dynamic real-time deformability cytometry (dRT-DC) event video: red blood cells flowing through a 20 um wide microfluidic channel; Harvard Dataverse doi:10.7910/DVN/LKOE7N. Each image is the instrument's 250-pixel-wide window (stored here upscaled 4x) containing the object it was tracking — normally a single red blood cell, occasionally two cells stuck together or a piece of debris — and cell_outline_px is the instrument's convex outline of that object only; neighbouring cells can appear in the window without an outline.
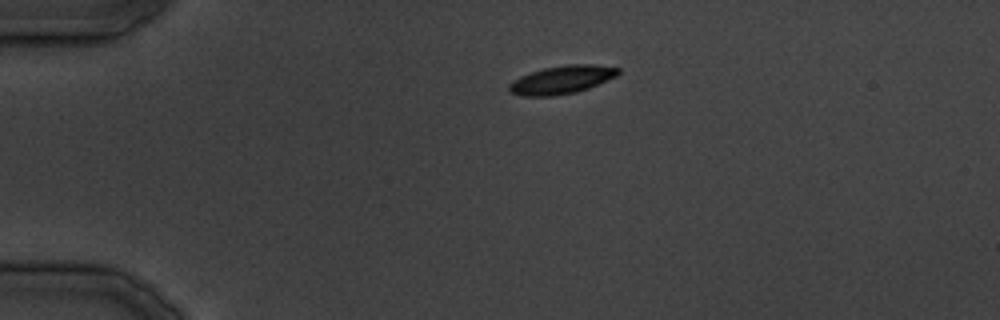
{"species": "common noctule bat (a hibernating species)", "species_latin": "Nyctalus noctula", "temperature_condition": "cold", "stored_images_in_passage": 30, "camera_frame_rate_fps": 3000, "um_per_image_px": 0.085, "animal": {"sex": "male", "body_mass_g": 19.5, "forearm_length_mm": 54.6}, "frame": {"image": 1, "passage_image": 1, "time_ms": 0.0, "image_size_px": [1000, 320], "cell_outline_px": [[620, 72], [616, 76], [588, 88], [576, 92], [552, 96], [524, 96], [512, 92], [508, 88], [508, 84], [512, 80], [520, 76], [544, 68], [568, 64], [596, 64], [620, 68]], "centroid_in_image_um": [47.75, 6.77], "position_along_channel_um": 37.2, "area_um2": 17.8}}
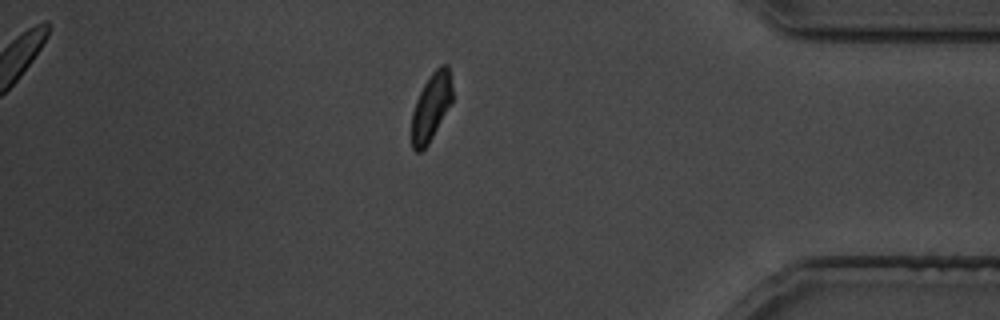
{"frame": {"image": 2, "passage_image": 25, "time_ms": 29.0, "image_size_px": [1000, 320], "cell_outline_px": [[452, 100], [428, 144], [420, 152], [416, 152], [412, 148], [412, 112], [416, 100], [424, 84], [432, 72], [440, 64], [448, 64], [452, 88]], "centroid_in_image_um": [36.64, 9.06], "position_along_channel_um": 398.6, "area_um2": 15.72}}
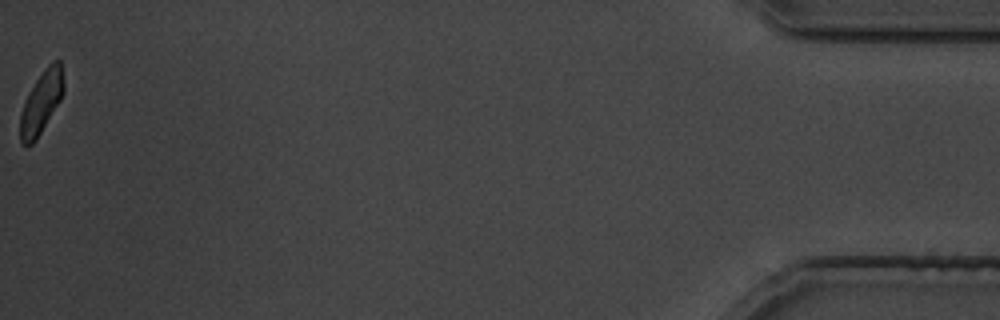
{"frame": {"image": 3, "passage_image": 30, "time_ms": 35.333, "image_size_px": [1000, 320], "cell_outline_px": [[64, 92], [60, 100], [36, 140], [32, 144], [20, 144], [20, 112], [24, 100], [28, 92], [44, 68], [52, 60], [60, 60], [64, 84]], "centroid_in_image_um": [3.5, 8.68], "position_along_channel_um": 431.7, "area_um2": 15.84}}